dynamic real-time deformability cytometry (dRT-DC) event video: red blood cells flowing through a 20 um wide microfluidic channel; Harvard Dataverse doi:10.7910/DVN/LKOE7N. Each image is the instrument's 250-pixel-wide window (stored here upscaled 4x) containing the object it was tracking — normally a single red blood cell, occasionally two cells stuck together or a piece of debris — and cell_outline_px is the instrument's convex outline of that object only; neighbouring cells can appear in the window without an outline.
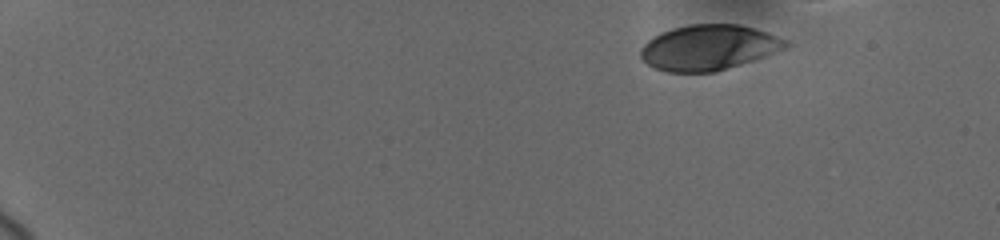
{"species": "human", "species_latin": "Homo sapiens", "temperature_condition": "cold", "stored_images_in_passage": 46, "camera_frame_rate_fps": 3000, "um_per_image_px": 0.085, "donor": {"sex": "female"}, "frame": {"image": 1, "passage_image": 1, "time_ms": 0.0, "image_size_px": [1000, 240], "cell_outline_px": [[792, 44], [788, 48], [716, 72], [668, 72], [652, 68], [640, 56], [640, 48], [648, 40], [672, 28], [688, 24], [740, 24], [788, 40]], "centroid_in_image_um": [60.24, 4.04], "position_along_channel_um": 24.8, "area_um2": 38.21}}
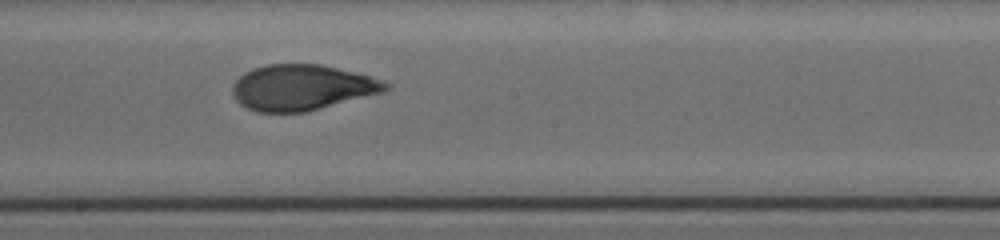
{"frame": {"image": 2, "passage_image": 23, "time_ms": 9.0, "image_size_px": [1000, 240], "cell_outline_px": [[392, 88], [384, 92], [308, 112], [256, 112], [240, 104], [236, 100], [232, 92], [232, 84], [244, 72], [252, 68], [268, 64], [320, 64], [368, 76], [392, 84]], "centroid_in_image_um": [25.66, 7.45], "position_along_channel_um": 222.5, "area_um2": 40.86}}
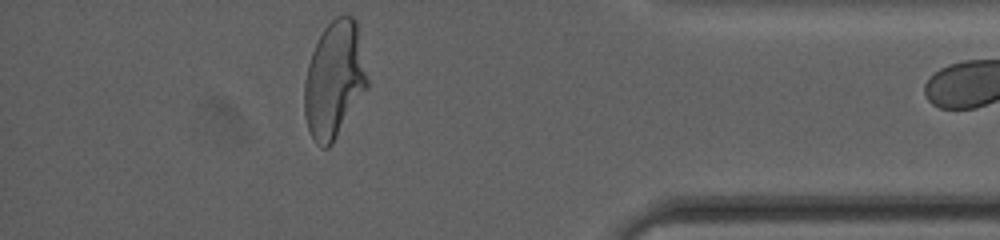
{"frame": {"image": 3, "passage_image": 44, "time_ms": 14.667, "image_size_px": [1000, 240], "cell_outline_px": [[368, 88], [332, 144], [328, 148], [324, 148], [316, 144], [308, 128], [304, 116], [304, 84], [308, 64], [312, 52], [324, 28], [336, 16], [352, 16], [356, 20], [368, 80]], "centroid_in_image_um": [28.41, 6.81], "position_along_channel_um": 406.8, "area_um2": 42.6}}